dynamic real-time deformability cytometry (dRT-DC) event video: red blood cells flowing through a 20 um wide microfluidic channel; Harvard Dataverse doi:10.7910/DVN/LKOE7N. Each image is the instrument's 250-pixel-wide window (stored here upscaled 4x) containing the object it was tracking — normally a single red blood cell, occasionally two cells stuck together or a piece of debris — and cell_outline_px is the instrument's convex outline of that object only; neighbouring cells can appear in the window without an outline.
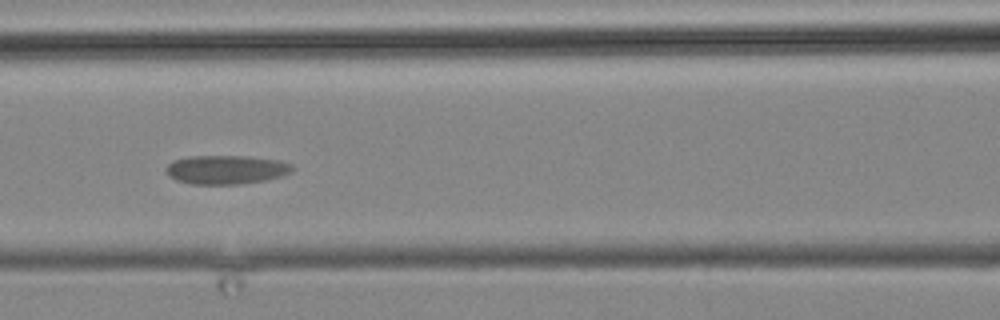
{"species": "common noctule bat (a hibernating species)", "species_latin": "Nyctalus noctula", "temperature_condition": "cold", "stored_images_in_passage": 5, "segment_of_instrument_passage": [1, 2], "camera_frame_rate_fps": 3000, "um_per_image_px": 0.085, "animal": {"sex": "male", "body_mass_g": 19.2, "forearm_length_mm": 51.8}, "frame": {"image": 1, "passage_image": 3, "time_ms": 2.333, "image_size_px": [1000, 320], "cell_outline_px": [[296, 168], [292, 172], [284, 176], [264, 180], [236, 184], [192, 184], [176, 180], [168, 176], [164, 168], [172, 160], [188, 156], [244, 156], [280, 160], [292, 164]], "centroid_in_image_um": [19.23, 14.41], "position_along_channel_um": 147.4, "area_um2": 21.5}}
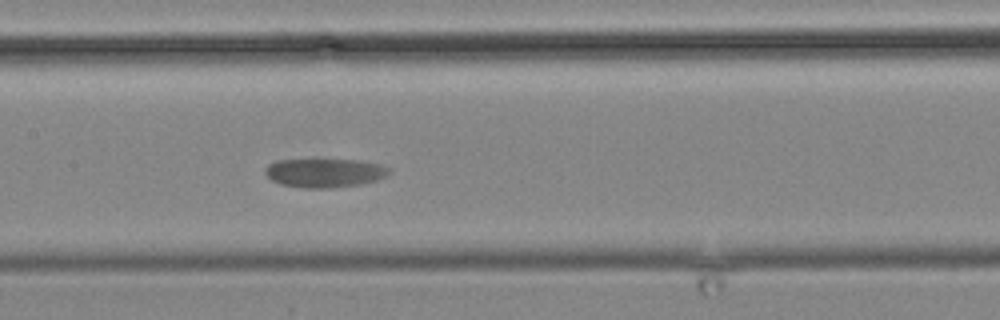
{"frame": {"image": 2, "passage_image": 4, "time_ms": 3.333, "image_size_px": [1000, 320], "cell_outline_px": [[392, 172], [376, 180], [360, 184], [328, 188], [304, 188], [280, 184], [272, 180], [264, 172], [264, 168], [268, 164], [280, 160], [360, 160], [380, 164], [392, 168]], "centroid_in_image_um": [27.61, 14.69], "position_along_channel_um": 179.8, "area_um2": 20.81}}